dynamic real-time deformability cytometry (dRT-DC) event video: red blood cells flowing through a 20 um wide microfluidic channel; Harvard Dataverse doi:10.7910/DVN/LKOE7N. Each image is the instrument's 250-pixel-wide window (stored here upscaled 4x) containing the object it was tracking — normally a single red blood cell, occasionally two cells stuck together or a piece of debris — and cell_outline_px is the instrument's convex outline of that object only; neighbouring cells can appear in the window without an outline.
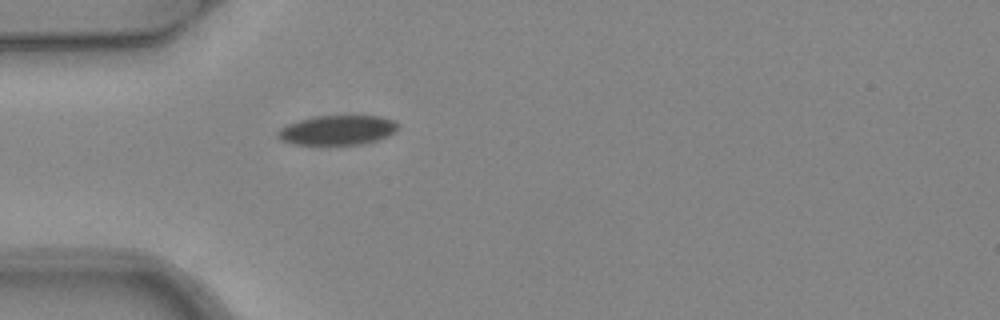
{"species": "common noctule bat (a hibernating species)", "species_latin": "Nyctalus noctula", "temperature_condition": "warm", "stored_images_in_passage": 4, "camera_frame_rate_fps": 3000, "um_per_image_px": 0.085, "animal": {"sex": "female", "body_mass_g": 24.6, "forearm_length_mm": 56.2}, "frame": {"image": 1, "passage_image": 4, "time_ms": 1.0, "image_size_px": [1000, 320], "cell_outline_px": [[400, 124], [396, 132], [388, 136], [376, 140], [360, 144], [292, 144], [280, 140], [276, 136], [276, 132], [280, 128], [288, 124], [300, 120], [320, 116], [380, 116], [396, 120]], "centroid_in_image_um": [28.71, 11.06], "position_along_channel_um": 56.3, "area_um2": 20.75}}